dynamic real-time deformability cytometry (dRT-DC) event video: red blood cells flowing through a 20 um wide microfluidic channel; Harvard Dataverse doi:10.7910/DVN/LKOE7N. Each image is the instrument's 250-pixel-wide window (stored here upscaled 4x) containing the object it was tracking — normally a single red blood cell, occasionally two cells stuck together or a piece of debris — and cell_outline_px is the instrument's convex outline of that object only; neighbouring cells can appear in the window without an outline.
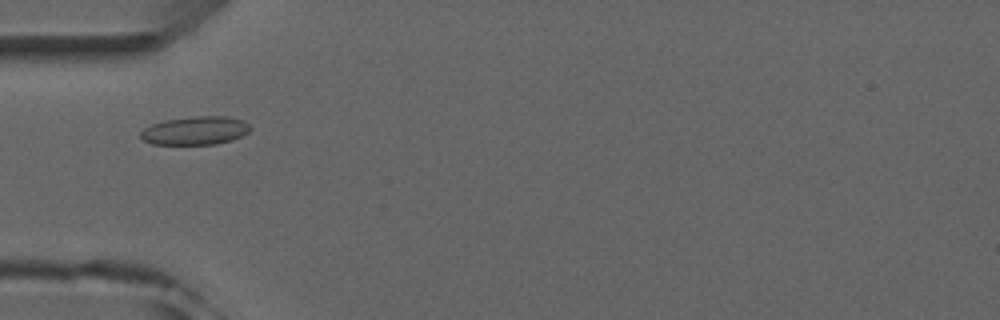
{"species": "common noctule bat (a hibernating species)", "species_latin": "Nyctalus noctula", "temperature_condition": "room temperature", "stored_images_in_passage": 3, "camera_frame_rate_fps": 3000, "um_per_image_px": 0.085, "animal": {"sex": "male", "forearm_length_mm": 52.5}, "frame": {"image": 1, "passage_image": 2, "time_ms": 2.0, "image_size_px": [1000, 320], "cell_outline_px": [[252, 128], [248, 132], [232, 140], [216, 144], [152, 144], [144, 140], [140, 136], [140, 132], [144, 128], [152, 124], [164, 120], [192, 116], [228, 116], [244, 120]], "centroid_in_image_um": [16.61, 11.09], "position_along_channel_um": 68.4, "area_um2": 18.21}}
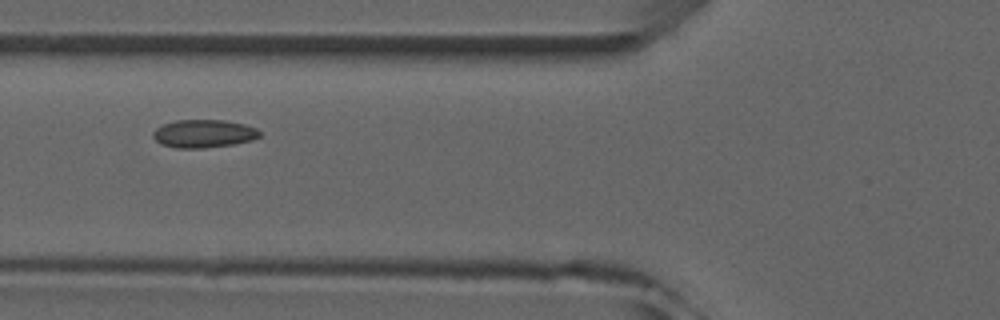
{"frame": {"image": 2, "passage_image": 3, "time_ms": 3.0, "image_size_px": [1000, 320], "cell_outline_px": [[260, 136], [252, 140], [232, 144], [204, 148], [176, 148], [160, 144], [152, 136], [152, 132], [156, 128], [164, 124], [176, 120], [224, 120], [244, 124], [256, 128], [260, 132]], "centroid_in_image_um": [17.29, 11.36], "position_along_channel_um": 108.5, "area_um2": 17.4}}